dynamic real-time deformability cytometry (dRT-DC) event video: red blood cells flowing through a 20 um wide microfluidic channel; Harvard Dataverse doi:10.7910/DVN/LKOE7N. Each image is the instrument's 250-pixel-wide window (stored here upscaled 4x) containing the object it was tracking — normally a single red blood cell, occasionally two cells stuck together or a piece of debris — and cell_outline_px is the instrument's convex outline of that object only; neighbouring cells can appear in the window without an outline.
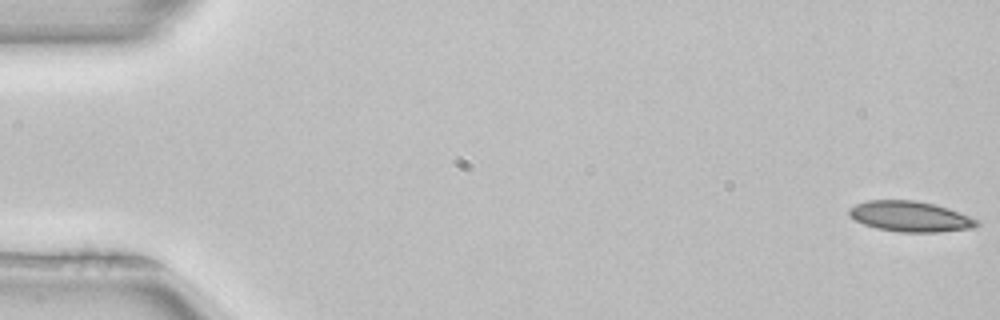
{"species": "common noctule bat (a hibernating species)", "species_latin": "Nyctalus noctula", "temperature_condition": "room temperature", "stored_images_in_passage": 40, "camera_frame_rate_fps": 3000, "um_per_image_px": 0.085, "animal": {"sex": "female", "body_mass_g": 22.7, "forearm_length_mm": 54.2}, "frame": {"image": 1, "passage_image": 1, "time_ms": 0.0, "image_size_px": [1000, 320], "cell_outline_px": [[980, 224], [972, 228], [940, 232], [900, 232], [876, 228], [864, 224], [848, 216], [848, 208], [856, 204], [868, 200], [912, 200], [936, 204], [948, 208], [968, 216], [976, 220]], "centroid_in_image_um": [77.33, 18.4], "position_along_channel_um": 7.7, "area_um2": 22.66}}
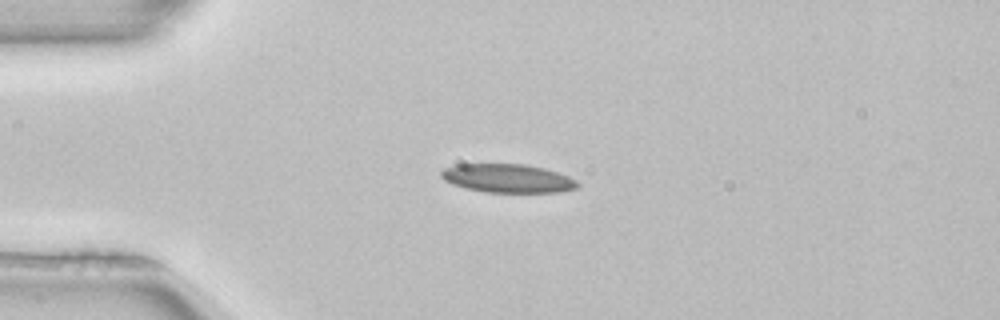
{"frame": {"image": 2, "passage_image": 13, "time_ms": 4.0, "image_size_px": [1000, 320], "cell_outline_px": [[580, 184], [576, 188], [560, 192], [484, 192], [464, 188], [452, 184], [444, 180], [440, 176], [440, 172], [444, 168], [456, 164], [524, 164], [544, 168], [568, 176], [576, 180]], "centroid_in_image_um": [43.12, 15.16], "position_along_channel_um": 41.9, "area_um2": 22.77}}